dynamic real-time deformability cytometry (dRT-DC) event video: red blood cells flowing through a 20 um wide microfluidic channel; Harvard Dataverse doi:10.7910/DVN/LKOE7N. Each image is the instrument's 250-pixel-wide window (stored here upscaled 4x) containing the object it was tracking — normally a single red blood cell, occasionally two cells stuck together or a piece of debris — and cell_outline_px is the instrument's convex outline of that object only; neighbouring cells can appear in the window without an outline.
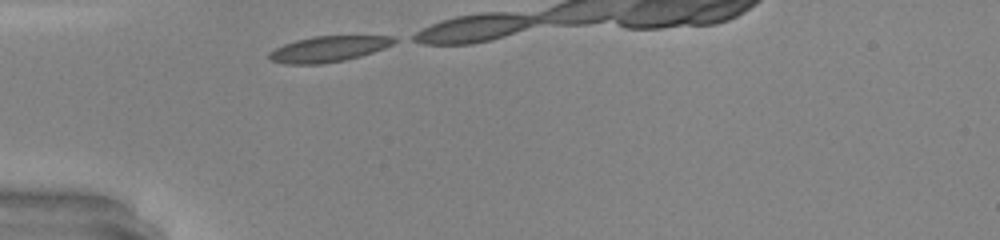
{"species": "common noctule bat (a hibernating species)", "species_latin": "Nyctalus noctula", "temperature_condition": "warm", "stored_images_in_passage": 7, "camera_frame_rate_fps": 3000, "um_per_image_px": 0.085, "animal": {"sex": "male", "body_mass_g": 20.0, "forearm_length_mm": 53.3}, "frame": {"image": 1, "passage_image": 1, "time_ms": 0.0, "image_size_px": [1000, 240], "cell_outline_px": [[400, 40], [384, 48], [360, 56], [344, 60], [320, 64], [284, 64], [272, 60], [268, 56], [276, 48], [284, 44], [296, 40], [316, 36], [392, 36]], "centroid_in_image_um": [27.95, 4.16], "position_along_channel_um": 57.1, "area_um2": 18.5}}
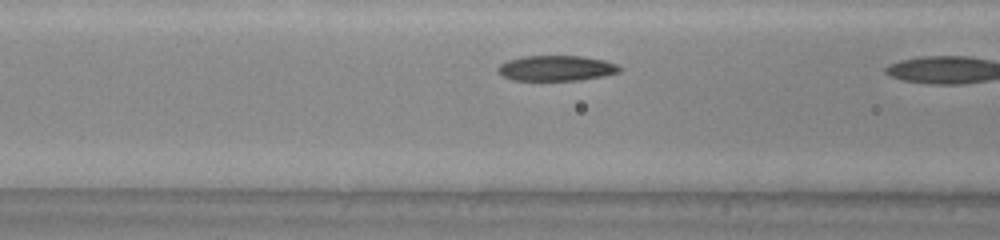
{"frame": {"image": 2, "passage_image": 6, "time_ms": 1.667, "image_size_px": [1000, 240], "cell_outline_px": [[620, 72], [600, 76], [576, 80], [512, 80], [504, 76], [496, 68], [500, 64], [508, 60], [524, 56], [580, 56], [604, 60], [616, 64], [620, 68]], "centroid_in_image_um": [47.26, 5.79], "position_along_channel_um": 119.3, "area_um2": 17.69}}